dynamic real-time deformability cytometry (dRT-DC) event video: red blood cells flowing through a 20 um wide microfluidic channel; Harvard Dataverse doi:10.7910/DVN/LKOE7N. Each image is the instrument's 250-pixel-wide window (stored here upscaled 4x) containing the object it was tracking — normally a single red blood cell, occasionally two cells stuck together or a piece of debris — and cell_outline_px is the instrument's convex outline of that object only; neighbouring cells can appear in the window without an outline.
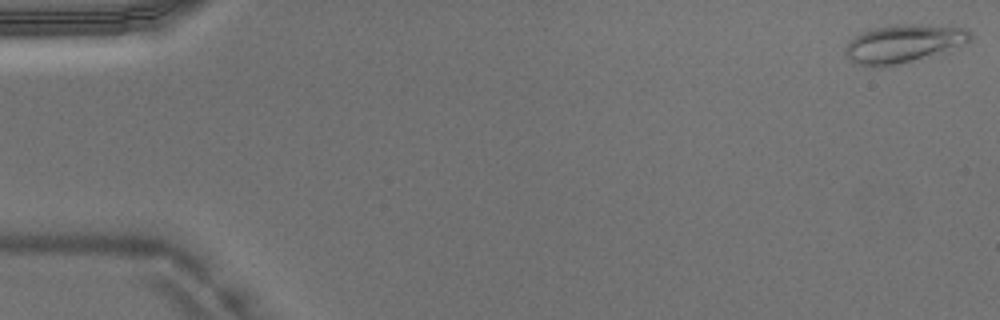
{"species": "Egyptian fruit bat (a non-hibernating species)", "species_latin": "Rousettus aegyptiacus", "temperature_condition": "warm", "stored_images_in_passage": 46, "camera_frame_rate_fps": 3000, "um_per_image_px": 0.085, "animal": {"sex": "male"}, "frame": {"image": 1, "passage_image": 1, "time_ms": 0.0, "image_size_px": [1000, 320], "cell_outline_px": [[972, 40], [964, 44], [888, 68], [872, 68], [852, 64], [844, 56], [844, 48], [848, 40], [860, 32], [872, 28], [896, 24], [920, 24], [968, 28], [972, 36]], "centroid_in_image_um": [76.67, 3.73], "position_along_channel_um": 8.3, "area_um2": 28.44}}
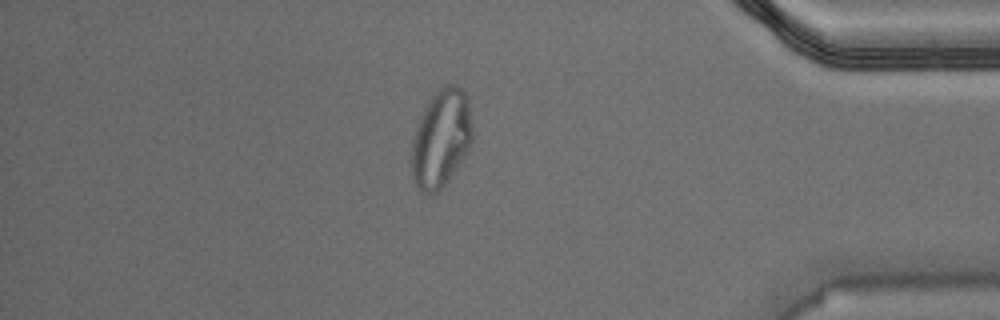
{"frame": {"image": 2, "passage_image": 40, "time_ms": 13.0, "image_size_px": [1000, 320], "cell_outline_px": [[472, 144], [468, 152], [436, 196], [432, 196], [424, 192], [412, 180], [412, 136], [420, 116], [424, 108], [432, 96], [440, 88], [448, 84], [456, 84], [464, 92], [468, 100], [472, 124]], "centroid_in_image_um": [37.49, 11.79], "position_along_channel_um": 397.7, "area_um2": 34.85}}